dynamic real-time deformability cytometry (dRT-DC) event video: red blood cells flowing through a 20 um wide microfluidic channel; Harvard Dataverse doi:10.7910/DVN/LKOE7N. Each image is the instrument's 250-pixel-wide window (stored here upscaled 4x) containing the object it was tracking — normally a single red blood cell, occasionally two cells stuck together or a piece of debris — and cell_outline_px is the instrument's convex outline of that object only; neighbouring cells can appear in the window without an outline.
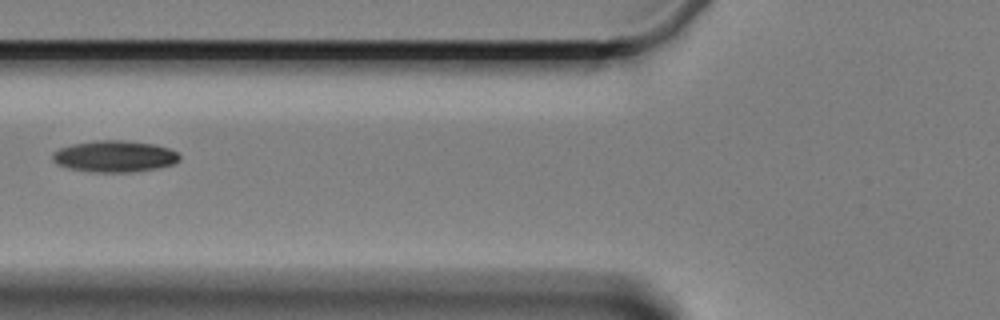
{"species": "Egyptian fruit bat (a non-hibernating species)", "species_latin": "Rousettus aegyptiacus", "temperature_condition": "cold", "stored_images_in_passage": 8, "camera_frame_rate_fps": 3000, "um_per_image_px": 0.085, "animal": {"sex": "female"}, "frame": {"image": 1, "passage_image": 8, "time_ms": 8.333, "image_size_px": [1000, 320], "cell_outline_px": [[180, 160], [172, 164], [160, 168], [132, 172], [92, 172], [68, 168], [56, 164], [52, 160], [52, 152], [60, 148], [72, 144], [96, 140], [124, 140], [152, 144], [168, 148], [176, 152], [180, 156]], "centroid_in_image_um": [9.71, 13.29], "position_along_channel_um": 116.1, "area_um2": 23.41}}